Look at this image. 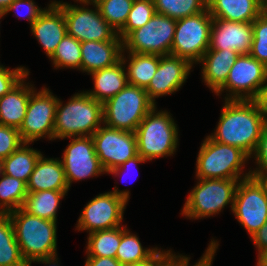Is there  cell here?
I'll use <instances>...</instances> for the list:
<instances>
[{"instance_id": "cell-1", "label": "cell", "mask_w": 267, "mask_h": 266, "mask_svg": "<svg viewBox=\"0 0 267 266\" xmlns=\"http://www.w3.org/2000/svg\"><path fill=\"white\" fill-rule=\"evenodd\" d=\"M212 140L240 148L249 157L255 152L266 120L254 100H225Z\"/></svg>"}, {"instance_id": "cell-2", "label": "cell", "mask_w": 267, "mask_h": 266, "mask_svg": "<svg viewBox=\"0 0 267 266\" xmlns=\"http://www.w3.org/2000/svg\"><path fill=\"white\" fill-rule=\"evenodd\" d=\"M79 92L73 94L65 104L58 98L54 140L92 136L103 124V104L84 90Z\"/></svg>"}, {"instance_id": "cell-3", "label": "cell", "mask_w": 267, "mask_h": 266, "mask_svg": "<svg viewBox=\"0 0 267 266\" xmlns=\"http://www.w3.org/2000/svg\"><path fill=\"white\" fill-rule=\"evenodd\" d=\"M170 111L155 106L135 130L137 152L147 161L171 157L179 146V128Z\"/></svg>"}, {"instance_id": "cell-4", "label": "cell", "mask_w": 267, "mask_h": 266, "mask_svg": "<svg viewBox=\"0 0 267 266\" xmlns=\"http://www.w3.org/2000/svg\"><path fill=\"white\" fill-rule=\"evenodd\" d=\"M196 157V179H236L251 177L244 171L250 157L240 148L212 140L208 135L201 142Z\"/></svg>"}, {"instance_id": "cell-5", "label": "cell", "mask_w": 267, "mask_h": 266, "mask_svg": "<svg viewBox=\"0 0 267 266\" xmlns=\"http://www.w3.org/2000/svg\"><path fill=\"white\" fill-rule=\"evenodd\" d=\"M23 259L57 255V222L36 217L22 207L8 213Z\"/></svg>"}, {"instance_id": "cell-6", "label": "cell", "mask_w": 267, "mask_h": 266, "mask_svg": "<svg viewBox=\"0 0 267 266\" xmlns=\"http://www.w3.org/2000/svg\"><path fill=\"white\" fill-rule=\"evenodd\" d=\"M197 183L186 197L181 215L189 220L206 219L223 212L226 206H234V197L240 180L196 179Z\"/></svg>"}, {"instance_id": "cell-7", "label": "cell", "mask_w": 267, "mask_h": 266, "mask_svg": "<svg viewBox=\"0 0 267 266\" xmlns=\"http://www.w3.org/2000/svg\"><path fill=\"white\" fill-rule=\"evenodd\" d=\"M155 106L144 88L127 84L103 104V124L110 128L135 132Z\"/></svg>"}, {"instance_id": "cell-8", "label": "cell", "mask_w": 267, "mask_h": 266, "mask_svg": "<svg viewBox=\"0 0 267 266\" xmlns=\"http://www.w3.org/2000/svg\"><path fill=\"white\" fill-rule=\"evenodd\" d=\"M73 1L74 4L63 0H50L63 11L67 34L79 42L122 41L117 32L102 18L97 5L83 0Z\"/></svg>"}, {"instance_id": "cell-9", "label": "cell", "mask_w": 267, "mask_h": 266, "mask_svg": "<svg viewBox=\"0 0 267 266\" xmlns=\"http://www.w3.org/2000/svg\"><path fill=\"white\" fill-rule=\"evenodd\" d=\"M128 189H119L100 193L92 198L83 208L76 222L75 230L88 234L111 229L122 225L124 211L130 200Z\"/></svg>"}, {"instance_id": "cell-10", "label": "cell", "mask_w": 267, "mask_h": 266, "mask_svg": "<svg viewBox=\"0 0 267 266\" xmlns=\"http://www.w3.org/2000/svg\"><path fill=\"white\" fill-rule=\"evenodd\" d=\"M212 16L208 8L199 14L176 20L171 54L198 65L209 49Z\"/></svg>"}, {"instance_id": "cell-11", "label": "cell", "mask_w": 267, "mask_h": 266, "mask_svg": "<svg viewBox=\"0 0 267 266\" xmlns=\"http://www.w3.org/2000/svg\"><path fill=\"white\" fill-rule=\"evenodd\" d=\"M176 20L159 13L140 28L131 31L123 40V50L138 54H171Z\"/></svg>"}, {"instance_id": "cell-12", "label": "cell", "mask_w": 267, "mask_h": 266, "mask_svg": "<svg viewBox=\"0 0 267 266\" xmlns=\"http://www.w3.org/2000/svg\"><path fill=\"white\" fill-rule=\"evenodd\" d=\"M267 80V67L250 54L239 55L225 84L215 93L224 100H255ZM222 94V95H221Z\"/></svg>"}, {"instance_id": "cell-13", "label": "cell", "mask_w": 267, "mask_h": 266, "mask_svg": "<svg viewBox=\"0 0 267 266\" xmlns=\"http://www.w3.org/2000/svg\"><path fill=\"white\" fill-rule=\"evenodd\" d=\"M57 103L58 97L46 86L30 95L26 115L18 129L24 143H34L42 138L54 140Z\"/></svg>"}, {"instance_id": "cell-14", "label": "cell", "mask_w": 267, "mask_h": 266, "mask_svg": "<svg viewBox=\"0 0 267 266\" xmlns=\"http://www.w3.org/2000/svg\"><path fill=\"white\" fill-rule=\"evenodd\" d=\"M232 213L250 237L267 222V196L256 178L239 181Z\"/></svg>"}, {"instance_id": "cell-15", "label": "cell", "mask_w": 267, "mask_h": 266, "mask_svg": "<svg viewBox=\"0 0 267 266\" xmlns=\"http://www.w3.org/2000/svg\"><path fill=\"white\" fill-rule=\"evenodd\" d=\"M61 162L69 189L73 182L106 174L95 152L92 136L70 137Z\"/></svg>"}, {"instance_id": "cell-16", "label": "cell", "mask_w": 267, "mask_h": 266, "mask_svg": "<svg viewBox=\"0 0 267 266\" xmlns=\"http://www.w3.org/2000/svg\"><path fill=\"white\" fill-rule=\"evenodd\" d=\"M92 138L95 152L106 173L138 155L134 132L114 129L102 124Z\"/></svg>"}, {"instance_id": "cell-17", "label": "cell", "mask_w": 267, "mask_h": 266, "mask_svg": "<svg viewBox=\"0 0 267 266\" xmlns=\"http://www.w3.org/2000/svg\"><path fill=\"white\" fill-rule=\"evenodd\" d=\"M194 67L187 60L178 56L160 55L157 71L145 88L149 99L157 106L156 98L172 95L179 91L187 82L186 79Z\"/></svg>"}, {"instance_id": "cell-18", "label": "cell", "mask_w": 267, "mask_h": 266, "mask_svg": "<svg viewBox=\"0 0 267 266\" xmlns=\"http://www.w3.org/2000/svg\"><path fill=\"white\" fill-rule=\"evenodd\" d=\"M253 41L252 22H234L212 17L209 49L249 54Z\"/></svg>"}, {"instance_id": "cell-19", "label": "cell", "mask_w": 267, "mask_h": 266, "mask_svg": "<svg viewBox=\"0 0 267 266\" xmlns=\"http://www.w3.org/2000/svg\"><path fill=\"white\" fill-rule=\"evenodd\" d=\"M30 30L50 58L67 33L63 11L55 3H51L31 25Z\"/></svg>"}, {"instance_id": "cell-20", "label": "cell", "mask_w": 267, "mask_h": 266, "mask_svg": "<svg viewBox=\"0 0 267 266\" xmlns=\"http://www.w3.org/2000/svg\"><path fill=\"white\" fill-rule=\"evenodd\" d=\"M239 54L233 50L208 49L198 63L202 82L216 93L224 84Z\"/></svg>"}, {"instance_id": "cell-21", "label": "cell", "mask_w": 267, "mask_h": 266, "mask_svg": "<svg viewBox=\"0 0 267 266\" xmlns=\"http://www.w3.org/2000/svg\"><path fill=\"white\" fill-rule=\"evenodd\" d=\"M29 73L8 93L0 98V124L20 128L26 115L30 95L35 85L27 82ZM30 82V83H29Z\"/></svg>"}, {"instance_id": "cell-22", "label": "cell", "mask_w": 267, "mask_h": 266, "mask_svg": "<svg viewBox=\"0 0 267 266\" xmlns=\"http://www.w3.org/2000/svg\"><path fill=\"white\" fill-rule=\"evenodd\" d=\"M44 190L69 191L63 164L59 158L45 157L37 160L27 183V193Z\"/></svg>"}, {"instance_id": "cell-23", "label": "cell", "mask_w": 267, "mask_h": 266, "mask_svg": "<svg viewBox=\"0 0 267 266\" xmlns=\"http://www.w3.org/2000/svg\"><path fill=\"white\" fill-rule=\"evenodd\" d=\"M81 72L90 73L112 66L121 59L122 41L81 42Z\"/></svg>"}, {"instance_id": "cell-24", "label": "cell", "mask_w": 267, "mask_h": 266, "mask_svg": "<svg viewBox=\"0 0 267 266\" xmlns=\"http://www.w3.org/2000/svg\"><path fill=\"white\" fill-rule=\"evenodd\" d=\"M92 76L93 88L85 92L96 101L104 104L107 100L118 94L127 84V73L123 61L94 71Z\"/></svg>"}, {"instance_id": "cell-25", "label": "cell", "mask_w": 267, "mask_h": 266, "mask_svg": "<svg viewBox=\"0 0 267 266\" xmlns=\"http://www.w3.org/2000/svg\"><path fill=\"white\" fill-rule=\"evenodd\" d=\"M207 8L212 17L234 22H253L266 9L258 0H212Z\"/></svg>"}, {"instance_id": "cell-26", "label": "cell", "mask_w": 267, "mask_h": 266, "mask_svg": "<svg viewBox=\"0 0 267 266\" xmlns=\"http://www.w3.org/2000/svg\"><path fill=\"white\" fill-rule=\"evenodd\" d=\"M121 60L126 68L128 84L145 89L157 71L160 55L122 51Z\"/></svg>"}, {"instance_id": "cell-27", "label": "cell", "mask_w": 267, "mask_h": 266, "mask_svg": "<svg viewBox=\"0 0 267 266\" xmlns=\"http://www.w3.org/2000/svg\"><path fill=\"white\" fill-rule=\"evenodd\" d=\"M32 143H23L18 149L2 160L3 174L28 183L35 164L43 154L40 150L31 148Z\"/></svg>"}, {"instance_id": "cell-28", "label": "cell", "mask_w": 267, "mask_h": 266, "mask_svg": "<svg viewBox=\"0 0 267 266\" xmlns=\"http://www.w3.org/2000/svg\"><path fill=\"white\" fill-rule=\"evenodd\" d=\"M68 192L44 190L28 193L22 208L31 215L57 222L60 202Z\"/></svg>"}, {"instance_id": "cell-29", "label": "cell", "mask_w": 267, "mask_h": 266, "mask_svg": "<svg viewBox=\"0 0 267 266\" xmlns=\"http://www.w3.org/2000/svg\"><path fill=\"white\" fill-rule=\"evenodd\" d=\"M159 248L143 247L137 234L128 229L127 224L121 226V241L117 249L116 259L123 265L143 262L149 259Z\"/></svg>"}, {"instance_id": "cell-30", "label": "cell", "mask_w": 267, "mask_h": 266, "mask_svg": "<svg viewBox=\"0 0 267 266\" xmlns=\"http://www.w3.org/2000/svg\"><path fill=\"white\" fill-rule=\"evenodd\" d=\"M121 241V226L88 234L86 257L116 258Z\"/></svg>"}, {"instance_id": "cell-31", "label": "cell", "mask_w": 267, "mask_h": 266, "mask_svg": "<svg viewBox=\"0 0 267 266\" xmlns=\"http://www.w3.org/2000/svg\"><path fill=\"white\" fill-rule=\"evenodd\" d=\"M11 218L8 214H0V266H25Z\"/></svg>"}, {"instance_id": "cell-32", "label": "cell", "mask_w": 267, "mask_h": 266, "mask_svg": "<svg viewBox=\"0 0 267 266\" xmlns=\"http://www.w3.org/2000/svg\"><path fill=\"white\" fill-rule=\"evenodd\" d=\"M27 194V184L24 181L2 174L0 177V214H8L23 207Z\"/></svg>"}, {"instance_id": "cell-33", "label": "cell", "mask_w": 267, "mask_h": 266, "mask_svg": "<svg viewBox=\"0 0 267 266\" xmlns=\"http://www.w3.org/2000/svg\"><path fill=\"white\" fill-rule=\"evenodd\" d=\"M81 42L67 34L58 44L56 51L49 58L54 69H77L81 71Z\"/></svg>"}, {"instance_id": "cell-34", "label": "cell", "mask_w": 267, "mask_h": 266, "mask_svg": "<svg viewBox=\"0 0 267 266\" xmlns=\"http://www.w3.org/2000/svg\"><path fill=\"white\" fill-rule=\"evenodd\" d=\"M155 12L174 20L193 16L207 9L206 0H153Z\"/></svg>"}, {"instance_id": "cell-35", "label": "cell", "mask_w": 267, "mask_h": 266, "mask_svg": "<svg viewBox=\"0 0 267 266\" xmlns=\"http://www.w3.org/2000/svg\"><path fill=\"white\" fill-rule=\"evenodd\" d=\"M134 0H104L97 6L102 18L117 32L124 28Z\"/></svg>"}, {"instance_id": "cell-36", "label": "cell", "mask_w": 267, "mask_h": 266, "mask_svg": "<svg viewBox=\"0 0 267 266\" xmlns=\"http://www.w3.org/2000/svg\"><path fill=\"white\" fill-rule=\"evenodd\" d=\"M155 13L153 0H134L125 26L118 36L123 40L131 31L143 27Z\"/></svg>"}, {"instance_id": "cell-37", "label": "cell", "mask_w": 267, "mask_h": 266, "mask_svg": "<svg viewBox=\"0 0 267 266\" xmlns=\"http://www.w3.org/2000/svg\"><path fill=\"white\" fill-rule=\"evenodd\" d=\"M252 27L253 41L249 54L267 67V9L252 22Z\"/></svg>"}, {"instance_id": "cell-38", "label": "cell", "mask_w": 267, "mask_h": 266, "mask_svg": "<svg viewBox=\"0 0 267 266\" xmlns=\"http://www.w3.org/2000/svg\"><path fill=\"white\" fill-rule=\"evenodd\" d=\"M34 0H14L5 10V16L10 13L14 12L16 17L18 18H25L31 25L39 18V16L45 11V9L51 4H47L46 7L41 8L39 7ZM24 9V10H23ZM16 11V12H15ZM25 12V13H24Z\"/></svg>"}, {"instance_id": "cell-39", "label": "cell", "mask_w": 267, "mask_h": 266, "mask_svg": "<svg viewBox=\"0 0 267 266\" xmlns=\"http://www.w3.org/2000/svg\"><path fill=\"white\" fill-rule=\"evenodd\" d=\"M173 252L171 248L165 250L160 246L149 259L128 266H180L189 257L187 254Z\"/></svg>"}, {"instance_id": "cell-40", "label": "cell", "mask_w": 267, "mask_h": 266, "mask_svg": "<svg viewBox=\"0 0 267 266\" xmlns=\"http://www.w3.org/2000/svg\"><path fill=\"white\" fill-rule=\"evenodd\" d=\"M23 143L17 128L0 124V160L7 158Z\"/></svg>"}, {"instance_id": "cell-41", "label": "cell", "mask_w": 267, "mask_h": 266, "mask_svg": "<svg viewBox=\"0 0 267 266\" xmlns=\"http://www.w3.org/2000/svg\"><path fill=\"white\" fill-rule=\"evenodd\" d=\"M28 73L25 66H18L11 70L8 66L0 63V98L16 86Z\"/></svg>"}, {"instance_id": "cell-42", "label": "cell", "mask_w": 267, "mask_h": 266, "mask_svg": "<svg viewBox=\"0 0 267 266\" xmlns=\"http://www.w3.org/2000/svg\"><path fill=\"white\" fill-rule=\"evenodd\" d=\"M254 159L255 168L250 167L251 174H267V122L263 127L257 148L250 160Z\"/></svg>"}, {"instance_id": "cell-43", "label": "cell", "mask_w": 267, "mask_h": 266, "mask_svg": "<svg viewBox=\"0 0 267 266\" xmlns=\"http://www.w3.org/2000/svg\"><path fill=\"white\" fill-rule=\"evenodd\" d=\"M149 162L145 159H143L139 154L137 156H135L134 158L128 159L125 163L121 164L120 166H117L113 169H111L109 172H107L106 174H110V175H114V177H124L121 174L131 171L132 169H138V165L141 163H146ZM131 169V170H130ZM132 172V171H131ZM126 174V173H125ZM129 174V173H128ZM126 174V175H128ZM131 175V174H130ZM127 178V177H126Z\"/></svg>"}, {"instance_id": "cell-44", "label": "cell", "mask_w": 267, "mask_h": 266, "mask_svg": "<svg viewBox=\"0 0 267 266\" xmlns=\"http://www.w3.org/2000/svg\"><path fill=\"white\" fill-rule=\"evenodd\" d=\"M254 247L259 255L263 250L267 248V222L251 237Z\"/></svg>"}, {"instance_id": "cell-45", "label": "cell", "mask_w": 267, "mask_h": 266, "mask_svg": "<svg viewBox=\"0 0 267 266\" xmlns=\"http://www.w3.org/2000/svg\"><path fill=\"white\" fill-rule=\"evenodd\" d=\"M84 266H123L116 258L87 257Z\"/></svg>"}, {"instance_id": "cell-46", "label": "cell", "mask_w": 267, "mask_h": 266, "mask_svg": "<svg viewBox=\"0 0 267 266\" xmlns=\"http://www.w3.org/2000/svg\"><path fill=\"white\" fill-rule=\"evenodd\" d=\"M254 101L257 103L260 112L263 114V117L267 122V80L262 85L260 92Z\"/></svg>"}, {"instance_id": "cell-47", "label": "cell", "mask_w": 267, "mask_h": 266, "mask_svg": "<svg viewBox=\"0 0 267 266\" xmlns=\"http://www.w3.org/2000/svg\"><path fill=\"white\" fill-rule=\"evenodd\" d=\"M38 263V264H44L46 266H60V259L57 255L51 256V257H45V258H39L31 260L30 262L26 263L25 266H32V263Z\"/></svg>"}, {"instance_id": "cell-48", "label": "cell", "mask_w": 267, "mask_h": 266, "mask_svg": "<svg viewBox=\"0 0 267 266\" xmlns=\"http://www.w3.org/2000/svg\"><path fill=\"white\" fill-rule=\"evenodd\" d=\"M251 177L256 178L259 181L267 196V174H251Z\"/></svg>"}, {"instance_id": "cell-49", "label": "cell", "mask_w": 267, "mask_h": 266, "mask_svg": "<svg viewBox=\"0 0 267 266\" xmlns=\"http://www.w3.org/2000/svg\"><path fill=\"white\" fill-rule=\"evenodd\" d=\"M256 266H267V248L257 255Z\"/></svg>"}, {"instance_id": "cell-50", "label": "cell", "mask_w": 267, "mask_h": 266, "mask_svg": "<svg viewBox=\"0 0 267 266\" xmlns=\"http://www.w3.org/2000/svg\"><path fill=\"white\" fill-rule=\"evenodd\" d=\"M13 1L14 0H0V9L4 11Z\"/></svg>"}, {"instance_id": "cell-51", "label": "cell", "mask_w": 267, "mask_h": 266, "mask_svg": "<svg viewBox=\"0 0 267 266\" xmlns=\"http://www.w3.org/2000/svg\"><path fill=\"white\" fill-rule=\"evenodd\" d=\"M89 4H93V5H98L100 2L104 1V0H83Z\"/></svg>"}, {"instance_id": "cell-52", "label": "cell", "mask_w": 267, "mask_h": 266, "mask_svg": "<svg viewBox=\"0 0 267 266\" xmlns=\"http://www.w3.org/2000/svg\"><path fill=\"white\" fill-rule=\"evenodd\" d=\"M267 9V0H258Z\"/></svg>"}, {"instance_id": "cell-53", "label": "cell", "mask_w": 267, "mask_h": 266, "mask_svg": "<svg viewBox=\"0 0 267 266\" xmlns=\"http://www.w3.org/2000/svg\"><path fill=\"white\" fill-rule=\"evenodd\" d=\"M4 16H5L4 11H3L2 9H0V20H1L2 18H4ZM0 24H1V21H0Z\"/></svg>"}, {"instance_id": "cell-54", "label": "cell", "mask_w": 267, "mask_h": 266, "mask_svg": "<svg viewBox=\"0 0 267 266\" xmlns=\"http://www.w3.org/2000/svg\"><path fill=\"white\" fill-rule=\"evenodd\" d=\"M3 174V165H2V160H0V177Z\"/></svg>"}, {"instance_id": "cell-55", "label": "cell", "mask_w": 267, "mask_h": 266, "mask_svg": "<svg viewBox=\"0 0 267 266\" xmlns=\"http://www.w3.org/2000/svg\"><path fill=\"white\" fill-rule=\"evenodd\" d=\"M212 0H206V2H207V5L211 2Z\"/></svg>"}]
</instances>
